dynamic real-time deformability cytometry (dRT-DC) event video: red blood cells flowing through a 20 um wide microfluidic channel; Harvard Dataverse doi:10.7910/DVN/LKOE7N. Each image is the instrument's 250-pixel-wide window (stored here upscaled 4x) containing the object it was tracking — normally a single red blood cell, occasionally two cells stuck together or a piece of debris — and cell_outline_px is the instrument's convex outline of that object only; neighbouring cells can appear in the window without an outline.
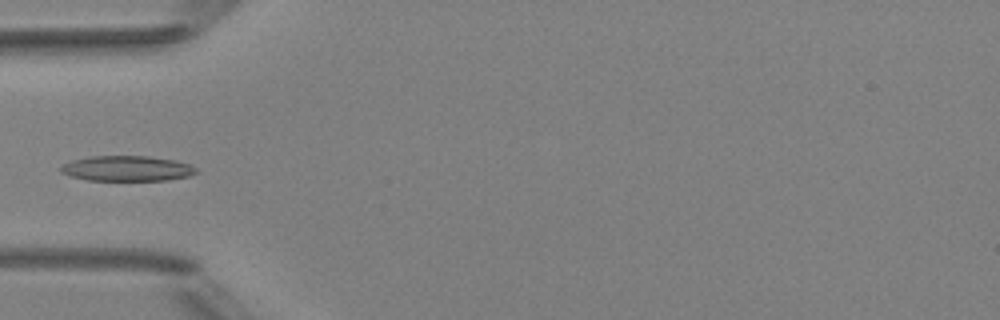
{"species": "Egyptian fruit bat (a non-hibernating species)", "species_latin": "Rousettus aegyptiacus", "temperature_condition": "room temperature", "stored_images_in_passage": 5, "camera_frame_rate_fps": 3000, "um_per_image_px": 0.085, "animal": {"sex": "female"}, "frame": {"image": 1, "passage_image": 5, "time_ms": 5.333, "image_size_px": [1000, 320], "cell_outline_px": [[200, 172], [188, 176], [168, 180], [88, 180], [68, 176], [60, 172], [60, 168], [64, 164], [72, 160], [92, 156], [148, 156], [172, 160], [188, 164], [196, 168]], "centroid_in_image_um": [10.78, 14.32], "position_along_channel_um": 74.2, "area_um2": 19.88}}